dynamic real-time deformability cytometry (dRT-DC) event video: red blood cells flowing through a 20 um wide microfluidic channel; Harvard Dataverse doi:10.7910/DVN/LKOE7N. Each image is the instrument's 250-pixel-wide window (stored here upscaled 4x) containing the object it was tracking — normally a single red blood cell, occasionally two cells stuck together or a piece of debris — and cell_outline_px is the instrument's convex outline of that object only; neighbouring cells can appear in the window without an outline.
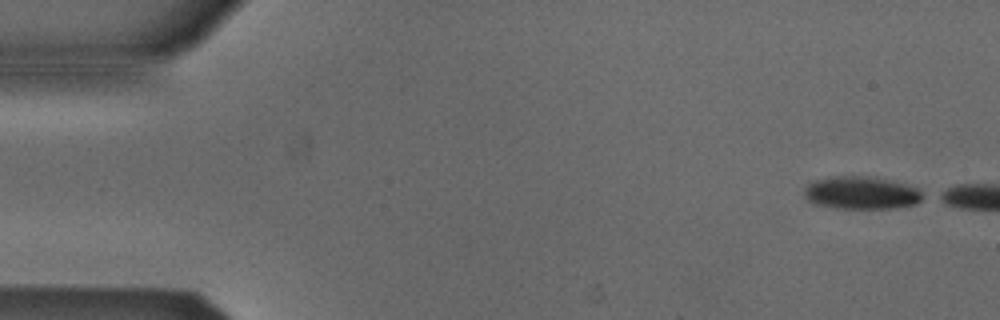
{"species": "Egyptian fruit bat (a non-hibernating species)", "species_latin": "Rousettus aegyptiacus", "temperature_condition": "cold", "stored_images_in_passage": 9, "camera_frame_rate_fps": 3000, "um_per_image_px": 0.085, "animal": {"sex": "male"}, "frame": {"image": 1, "passage_image": 1, "time_ms": 0.0, "image_size_px": [1000, 320], "cell_outline_px": [[928, 196], [924, 200], [916, 204], [896, 208], [836, 208], [816, 204], [808, 200], [804, 192], [804, 188], [808, 184], [816, 180], [832, 176], [876, 176], [892, 180], [916, 188]], "centroid_in_image_um": [73.28, 16.38], "position_along_channel_um": 11.7, "area_um2": 22.89}}